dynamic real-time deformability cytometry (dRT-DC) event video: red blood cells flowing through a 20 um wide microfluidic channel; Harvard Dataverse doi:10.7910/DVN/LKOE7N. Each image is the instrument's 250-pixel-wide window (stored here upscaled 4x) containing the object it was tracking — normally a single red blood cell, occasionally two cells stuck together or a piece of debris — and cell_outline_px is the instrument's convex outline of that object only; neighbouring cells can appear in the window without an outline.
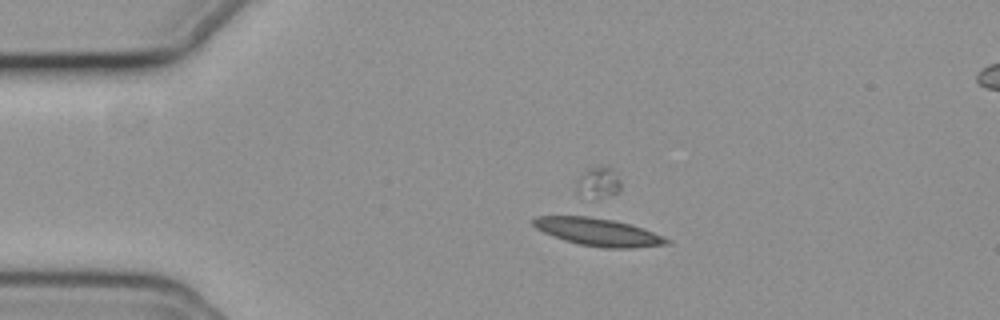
{"species": "common noctule bat (a hibernating species)", "species_latin": "Nyctalus noctula", "temperature_condition": "cold", "stored_images_in_passage": 21, "camera_frame_rate_fps": 3000, "um_per_image_px": 0.085, "animal": {"sex": "female", "body_mass_g": 19.3, "forearm_length_mm": 54.1}, "frame": {"image": 1, "passage_image": 1, "time_ms": 0.0, "image_size_px": [1000, 320], "cell_outline_px": [[672, 244], [632, 248], [604, 248], [580, 244], [564, 240], [552, 236], [536, 228], [532, 224], [532, 220], [536, 216], [588, 216], [612, 220], [632, 224], [644, 228], [664, 236], [672, 240]], "centroid_in_image_um": [50.9, 19.73], "position_along_channel_um": 34.1, "area_um2": 21.68}}
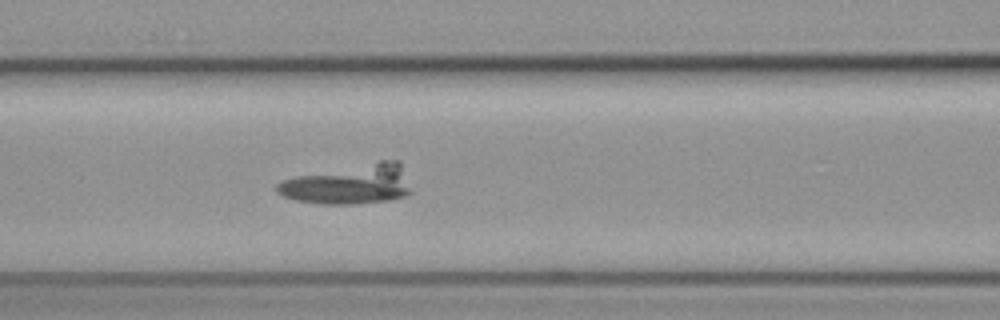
{"frame": {"image": 2, "passage_image": 13, "time_ms": 4.0, "image_size_px": [1000, 320], "cell_outline_px": [[412, 192], [408, 196], [388, 200], [352, 204], [320, 204], [296, 200], [284, 196], [276, 192], [276, 184], [284, 180], [296, 176], [380, 160], [400, 160]], "centroid_in_image_um": [29.71, 15.67], "position_along_channel_um": 136.9, "area_um2": 31.04}}
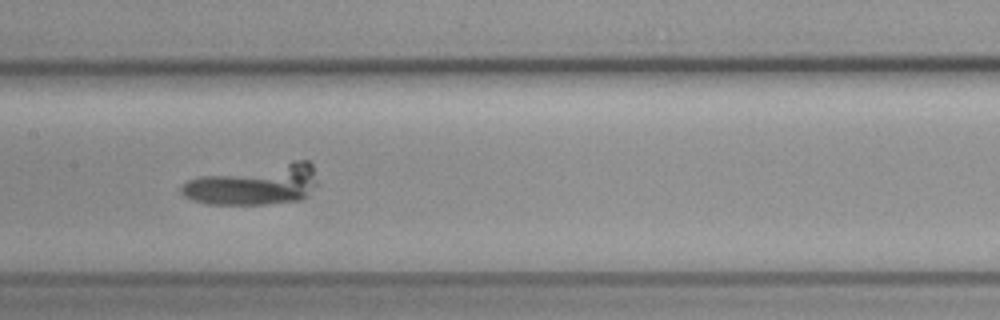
{"frame": {"image": 3, "passage_image": 17, "time_ms": 5.333, "image_size_px": [1000, 320], "cell_outline_px": [[316, 184], [308, 196], [304, 200], [264, 204], [208, 204], [192, 200], [184, 196], [180, 192], [180, 188], [188, 180], [200, 176], [292, 160], [308, 160], [312, 164]], "centroid_in_image_um": [21.61, 15.7], "position_along_channel_um": 185.8, "area_um2": 32.08}}